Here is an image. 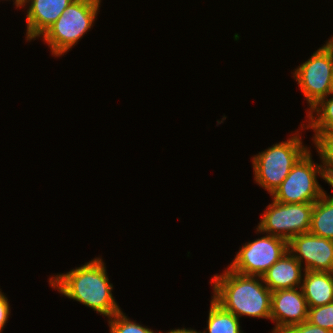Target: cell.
<instances>
[{"label": "cell", "instance_id": "cell-7", "mask_svg": "<svg viewBox=\"0 0 333 333\" xmlns=\"http://www.w3.org/2000/svg\"><path fill=\"white\" fill-rule=\"evenodd\" d=\"M256 231L286 240L294 236L308 233L311 224L314 203H282L272 200Z\"/></svg>", "mask_w": 333, "mask_h": 333}, {"label": "cell", "instance_id": "cell-2", "mask_svg": "<svg viewBox=\"0 0 333 333\" xmlns=\"http://www.w3.org/2000/svg\"><path fill=\"white\" fill-rule=\"evenodd\" d=\"M212 299L237 318H271V291L262 276L243 275L228 267L212 281ZM263 283V284H262Z\"/></svg>", "mask_w": 333, "mask_h": 333}, {"label": "cell", "instance_id": "cell-8", "mask_svg": "<svg viewBox=\"0 0 333 333\" xmlns=\"http://www.w3.org/2000/svg\"><path fill=\"white\" fill-rule=\"evenodd\" d=\"M287 251L286 240L267 234L245 243L228 268L243 275L262 276Z\"/></svg>", "mask_w": 333, "mask_h": 333}, {"label": "cell", "instance_id": "cell-3", "mask_svg": "<svg viewBox=\"0 0 333 333\" xmlns=\"http://www.w3.org/2000/svg\"><path fill=\"white\" fill-rule=\"evenodd\" d=\"M101 0H74L41 36L53 56L68 52L91 29Z\"/></svg>", "mask_w": 333, "mask_h": 333}, {"label": "cell", "instance_id": "cell-14", "mask_svg": "<svg viewBox=\"0 0 333 333\" xmlns=\"http://www.w3.org/2000/svg\"><path fill=\"white\" fill-rule=\"evenodd\" d=\"M309 233L333 240V196L326 192L314 203Z\"/></svg>", "mask_w": 333, "mask_h": 333}, {"label": "cell", "instance_id": "cell-12", "mask_svg": "<svg viewBox=\"0 0 333 333\" xmlns=\"http://www.w3.org/2000/svg\"><path fill=\"white\" fill-rule=\"evenodd\" d=\"M299 261L287 251L263 275L264 284L271 292L284 289L300 288L303 280Z\"/></svg>", "mask_w": 333, "mask_h": 333}, {"label": "cell", "instance_id": "cell-23", "mask_svg": "<svg viewBox=\"0 0 333 333\" xmlns=\"http://www.w3.org/2000/svg\"><path fill=\"white\" fill-rule=\"evenodd\" d=\"M21 0H14V4L16 5V7L18 6V4L20 3Z\"/></svg>", "mask_w": 333, "mask_h": 333}, {"label": "cell", "instance_id": "cell-22", "mask_svg": "<svg viewBox=\"0 0 333 333\" xmlns=\"http://www.w3.org/2000/svg\"><path fill=\"white\" fill-rule=\"evenodd\" d=\"M165 333H203V332H198L194 329H186V328H178V329H172L169 332H165Z\"/></svg>", "mask_w": 333, "mask_h": 333}, {"label": "cell", "instance_id": "cell-19", "mask_svg": "<svg viewBox=\"0 0 333 333\" xmlns=\"http://www.w3.org/2000/svg\"><path fill=\"white\" fill-rule=\"evenodd\" d=\"M307 321L333 332V302L309 307Z\"/></svg>", "mask_w": 333, "mask_h": 333}, {"label": "cell", "instance_id": "cell-10", "mask_svg": "<svg viewBox=\"0 0 333 333\" xmlns=\"http://www.w3.org/2000/svg\"><path fill=\"white\" fill-rule=\"evenodd\" d=\"M308 310L301 287L272 292L270 320L276 322L272 333H281L289 326L307 321Z\"/></svg>", "mask_w": 333, "mask_h": 333}, {"label": "cell", "instance_id": "cell-9", "mask_svg": "<svg viewBox=\"0 0 333 333\" xmlns=\"http://www.w3.org/2000/svg\"><path fill=\"white\" fill-rule=\"evenodd\" d=\"M288 251L302 265L303 271L333 272V240L303 233L288 241Z\"/></svg>", "mask_w": 333, "mask_h": 333}, {"label": "cell", "instance_id": "cell-21", "mask_svg": "<svg viewBox=\"0 0 333 333\" xmlns=\"http://www.w3.org/2000/svg\"><path fill=\"white\" fill-rule=\"evenodd\" d=\"M7 297L2 293L0 289V333L3 332L5 324L8 321L10 315V306Z\"/></svg>", "mask_w": 333, "mask_h": 333}, {"label": "cell", "instance_id": "cell-15", "mask_svg": "<svg viewBox=\"0 0 333 333\" xmlns=\"http://www.w3.org/2000/svg\"><path fill=\"white\" fill-rule=\"evenodd\" d=\"M328 96L332 97L328 99ZM306 117L309 119L305 129H312L315 132L312 141L320 134L333 131V90L314 105Z\"/></svg>", "mask_w": 333, "mask_h": 333}, {"label": "cell", "instance_id": "cell-6", "mask_svg": "<svg viewBox=\"0 0 333 333\" xmlns=\"http://www.w3.org/2000/svg\"><path fill=\"white\" fill-rule=\"evenodd\" d=\"M333 40L315 51L311 58L294 69L293 77L308 101L310 110L332 90Z\"/></svg>", "mask_w": 333, "mask_h": 333}, {"label": "cell", "instance_id": "cell-1", "mask_svg": "<svg viewBox=\"0 0 333 333\" xmlns=\"http://www.w3.org/2000/svg\"><path fill=\"white\" fill-rule=\"evenodd\" d=\"M49 284L62 295L76 300L107 318L121 311L116 303L104 261L100 257L49 278Z\"/></svg>", "mask_w": 333, "mask_h": 333}, {"label": "cell", "instance_id": "cell-5", "mask_svg": "<svg viewBox=\"0 0 333 333\" xmlns=\"http://www.w3.org/2000/svg\"><path fill=\"white\" fill-rule=\"evenodd\" d=\"M317 176L326 182L322 164L314 163L308 150L271 195L272 199L282 203H315L325 193Z\"/></svg>", "mask_w": 333, "mask_h": 333}, {"label": "cell", "instance_id": "cell-24", "mask_svg": "<svg viewBox=\"0 0 333 333\" xmlns=\"http://www.w3.org/2000/svg\"><path fill=\"white\" fill-rule=\"evenodd\" d=\"M330 39L333 40V36ZM332 88H333V69H332Z\"/></svg>", "mask_w": 333, "mask_h": 333}, {"label": "cell", "instance_id": "cell-11", "mask_svg": "<svg viewBox=\"0 0 333 333\" xmlns=\"http://www.w3.org/2000/svg\"><path fill=\"white\" fill-rule=\"evenodd\" d=\"M74 0H21L17 8L28 5L26 40H36L56 22Z\"/></svg>", "mask_w": 333, "mask_h": 333}, {"label": "cell", "instance_id": "cell-17", "mask_svg": "<svg viewBox=\"0 0 333 333\" xmlns=\"http://www.w3.org/2000/svg\"><path fill=\"white\" fill-rule=\"evenodd\" d=\"M313 143L320 155L326 182L333 188V131L318 135Z\"/></svg>", "mask_w": 333, "mask_h": 333}, {"label": "cell", "instance_id": "cell-18", "mask_svg": "<svg viewBox=\"0 0 333 333\" xmlns=\"http://www.w3.org/2000/svg\"><path fill=\"white\" fill-rule=\"evenodd\" d=\"M108 323L110 333H155L150 328L130 320L122 310L108 318Z\"/></svg>", "mask_w": 333, "mask_h": 333}, {"label": "cell", "instance_id": "cell-4", "mask_svg": "<svg viewBox=\"0 0 333 333\" xmlns=\"http://www.w3.org/2000/svg\"><path fill=\"white\" fill-rule=\"evenodd\" d=\"M309 150L299 131L286 141L273 144L252 158L254 180L270 195L280 186L297 161Z\"/></svg>", "mask_w": 333, "mask_h": 333}, {"label": "cell", "instance_id": "cell-13", "mask_svg": "<svg viewBox=\"0 0 333 333\" xmlns=\"http://www.w3.org/2000/svg\"><path fill=\"white\" fill-rule=\"evenodd\" d=\"M301 290L308 307L333 302V272L303 271Z\"/></svg>", "mask_w": 333, "mask_h": 333}, {"label": "cell", "instance_id": "cell-16", "mask_svg": "<svg viewBox=\"0 0 333 333\" xmlns=\"http://www.w3.org/2000/svg\"><path fill=\"white\" fill-rule=\"evenodd\" d=\"M239 320L233 313L224 310L211 298L208 326L203 333H243Z\"/></svg>", "mask_w": 333, "mask_h": 333}, {"label": "cell", "instance_id": "cell-20", "mask_svg": "<svg viewBox=\"0 0 333 333\" xmlns=\"http://www.w3.org/2000/svg\"><path fill=\"white\" fill-rule=\"evenodd\" d=\"M281 333H333V332L330 330L321 328L312 323H309L308 321H305L300 324L289 326Z\"/></svg>", "mask_w": 333, "mask_h": 333}]
</instances>
